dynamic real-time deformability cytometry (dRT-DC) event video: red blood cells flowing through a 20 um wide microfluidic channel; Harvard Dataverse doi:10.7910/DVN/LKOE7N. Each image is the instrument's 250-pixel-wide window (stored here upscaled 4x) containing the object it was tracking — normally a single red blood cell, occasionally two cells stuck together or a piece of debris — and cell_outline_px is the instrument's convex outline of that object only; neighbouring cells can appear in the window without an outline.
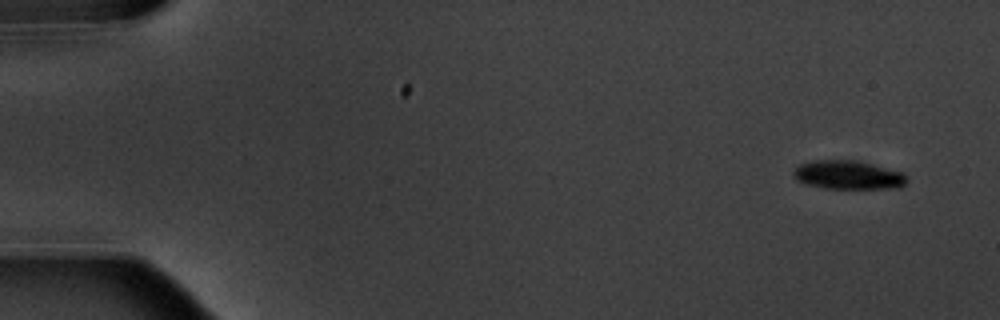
{"species": "common noctule bat (a hibernating species)", "species_latin": "Nyctalus noctula", "temperature_condition": "warm", "stored_images_in_passage": 6, "segment_of_instrument_passage": [2, 2], "camera_frame_rate_fps": 3000, "um_per_image_px": 0.085, "animal": {"sex": "male", "body_mass_g": 20.1, "forearm_length_mm": 53.5}, "frame": {"image": 1, "passage_image": 6, "time_ms": 6.667, "image_size_px": [1000, 320], "cell_outline_px": [[908, 180], [900, 188], [824, 188], [804, 184], [796, 180], [792, 176], [792, 172], [800, 164], [812, 160], [852, 160], [872, 164], [904, 172], [908, 176]], "centroid_in_image_um": [72.09, 14.87], "position_along_channel_um": 12.9, "area_um2": 19.13}}